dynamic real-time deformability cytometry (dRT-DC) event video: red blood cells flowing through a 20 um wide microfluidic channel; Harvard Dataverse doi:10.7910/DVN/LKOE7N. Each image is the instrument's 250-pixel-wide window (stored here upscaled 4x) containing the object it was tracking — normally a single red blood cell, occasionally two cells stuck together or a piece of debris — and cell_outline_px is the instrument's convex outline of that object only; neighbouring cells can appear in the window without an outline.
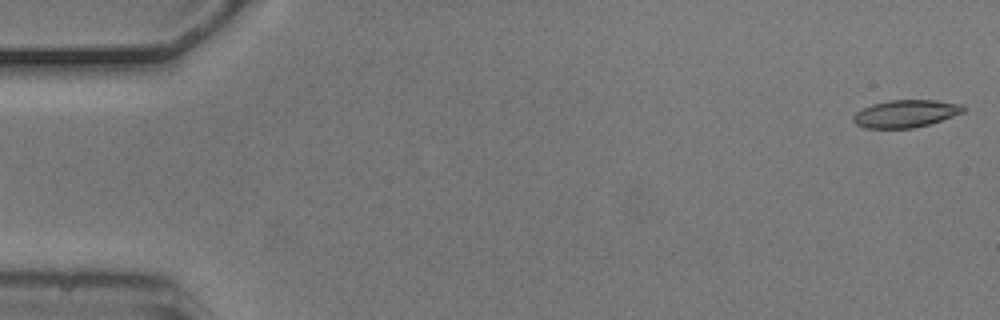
{"species": "common noctule bat (a hibernating species)", "species_latin": "Nyctalus noctula", "temperature_condition": "cold", "stored_images_in_passage": 5, "camera_frame_rate_fps": 3000, "um_per_image_px": 0.085, "animal": {"sex": "male", "body_mass_g": 20.5, "forearm_length_mm": 52.5}, "frame": {"image": 1, "passage_image": 1, "time_ms": 0.0, "image_size_px": [1000, 320], "cell_outline_px": [[968, 108], [964, 112], [928, 124], [912, 128], [864, 128], [856, 124], [852, 120], [852, 116], [856, 112], [872, 104], [888, 100], [936, 100], [964, 104]], "centroid_in_image_um": [77.0, 9.65], "position_along_channel_um": 8.0, "area_um2": 17.69}}
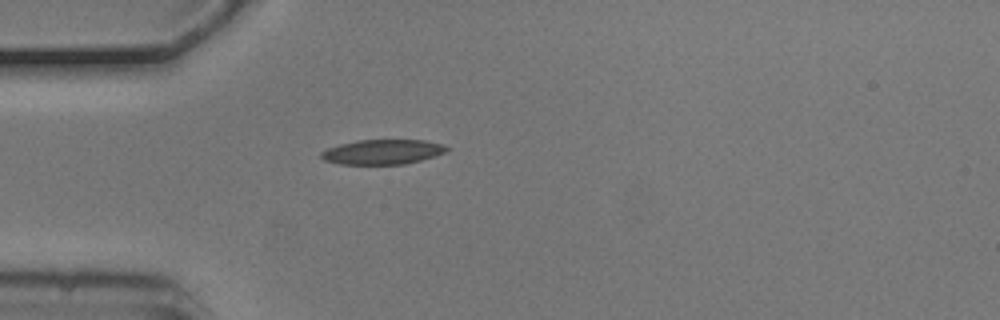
{"frame": {"image": 2, "passage_image": 5, "time_ms": 1.333, "image_size_px": [1000, 320], "cell_outline_px": [[448, 148], [444, 152], [420, 160], [404, 164], [340, 164], [324, 160], [320, 156], [320, 152], [328, 148], [340, 144], [356, 140], [424, 140], [440, 144]], "centroid_in_image_um": [32.45, 12.91], "position_along_channel_um": 52.6, "area_um2": 17.86}}